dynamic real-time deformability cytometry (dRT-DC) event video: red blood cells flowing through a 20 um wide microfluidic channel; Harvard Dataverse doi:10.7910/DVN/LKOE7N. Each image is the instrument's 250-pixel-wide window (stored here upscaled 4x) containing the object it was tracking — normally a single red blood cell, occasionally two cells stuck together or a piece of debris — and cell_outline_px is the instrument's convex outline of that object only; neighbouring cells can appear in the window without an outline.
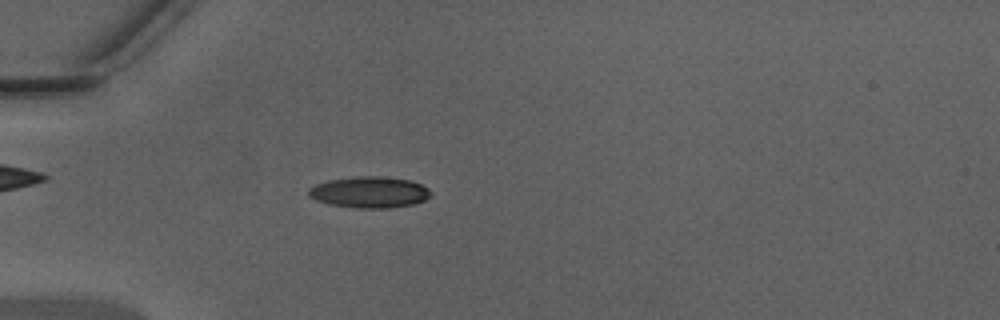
{"species": "Egyptian fruit bat (a non-hibernating species)", "species_latin": "Rousettus aegyptiacus", "temperature_condition": "warm", "stored_images_in_passage": 43, "camera_frame_rate_fps": 3000, "um_per_image_px": 0.085, "animal": {"sex": "male"}, "frame": {"image": 1, "passage_image": 10, "time_ms": 3.0, "image_size_px": [1000, 320], "cell_outline_px": [[428, 196], [424, 200], [416, 204], [384, 208], [360, 208], [328, 204], [316, 200], [308, 196], [308, 188], [316, 184], [328, 180], [356, 176], [380, 176], [412, 180], [428, 188]], "centroid_in_image_um": [31.37, 16.33], "position_along_channel_um": 53.6, "area_um2": 22.2}}
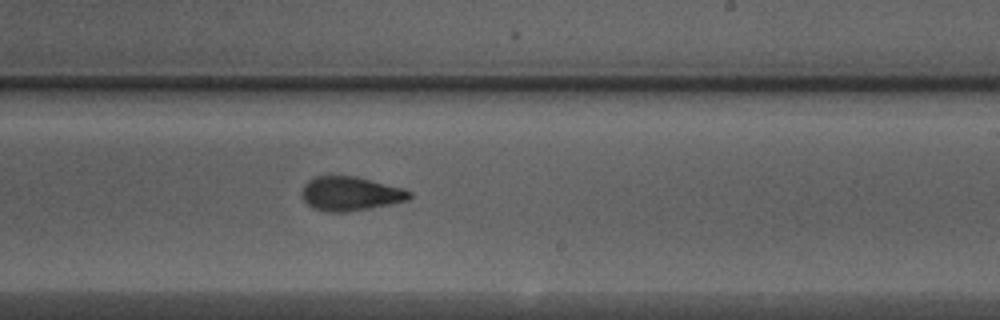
{"frame": {"image": 2, "passage_image": 25, "time_ms": 8.0, "image_size_px": [1000, 320], "cell_outline_px": [[412, 196], [408, 200], [392, 204], [348, 212], [332, 212], [312, 208], [304, 200], [304, 184], [308, 180], [316, 176], [356, 176], [404, 188], [412, 192]], "centroid_in_image_um": [29.84, 16.46], "position_along_channel_um": 259.2, "area_um2": 21.33}}
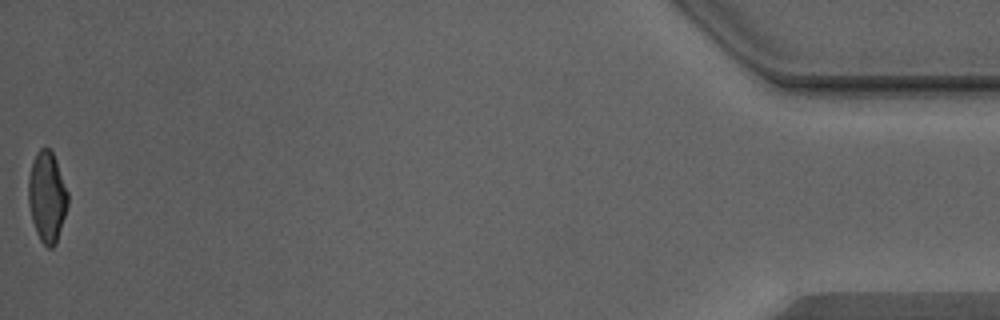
{"frame": {"image": 3, "passage_image": 43, "time_ms": 14.0, "image_size_px": [1000, 320], "cell_outline_px": [[68, 204], [56, 244], [52, 248], [48, 248], [40, 240], [36, 232], [32, 220], [28, 204], [28, 176], [36, 152], [40, 148], [48, 148], [52, 152], [56, 160], [68, 192]], "centroid_in_image_um": [3.99, 16.74], "position_along_channel_um": 431.2, "area_um2": 20.81}, "authors_computed_cell_mechanics": {"area_um2": 21.097, "velocity_mm_per_s": 4.4107, "shape_relaxation_time_tau1_ms": 3.6497, "shape_relaxation_time_tau2_ms": 1.5895, "deformation_change_tau1": 0.1521, "deformation_change_tau2": 0.0836}}